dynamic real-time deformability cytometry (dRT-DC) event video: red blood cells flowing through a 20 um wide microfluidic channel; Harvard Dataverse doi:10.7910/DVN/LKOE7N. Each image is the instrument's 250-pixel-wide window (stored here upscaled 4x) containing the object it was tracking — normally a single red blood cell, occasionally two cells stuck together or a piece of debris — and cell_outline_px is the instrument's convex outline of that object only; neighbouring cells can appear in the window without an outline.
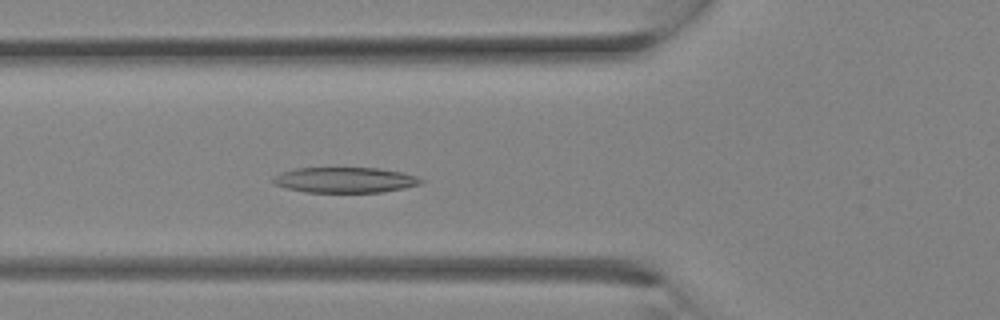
{"species": "Egyptian fruit bat (a non-hibernating species)", "species_latin": "Rousettus aegyptiacus", "temperature_condition": "room temperature", "stored_images_in_passage": 10, "camera_frame_rate_fps": 3000, "um_per_image_px": 0.085, "animal": {"sex": "female"}, "frame": {"image": 1, "passage_image": 10, "time_ms": 3.0, "image_size_px": [1000, 320], "cell_outline_px": [[424, 184], [404, 188], [380, 192], [304, 192], [272, 184], [272, 176], [280, 172], [292, 168], [380, 168], [404, 172], [416, 176], [424, 180]], "centroid_in_image_um": [29.32, 15.29], "position_along_channel_um": 96.5, "area_um2": 22.25}}